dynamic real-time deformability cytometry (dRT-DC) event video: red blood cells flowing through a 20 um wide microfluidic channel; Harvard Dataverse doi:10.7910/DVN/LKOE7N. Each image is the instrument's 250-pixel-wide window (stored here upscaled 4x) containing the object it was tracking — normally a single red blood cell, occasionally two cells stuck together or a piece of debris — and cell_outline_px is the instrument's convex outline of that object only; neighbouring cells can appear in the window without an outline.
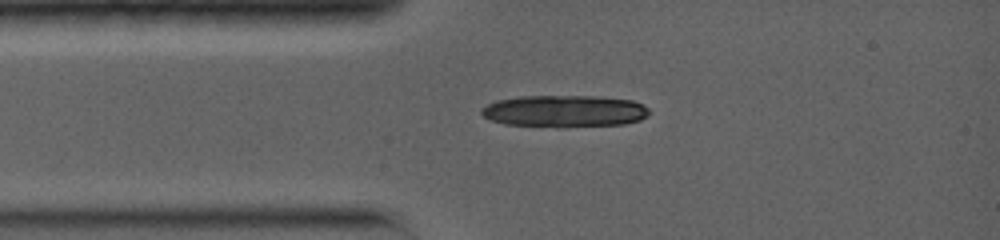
{"species": "common noctule bat (a hibernating species)", "species_latin": "Nyctalus noctula", "temperature_condition": "warm", "stored_images_in_passage": 1, "camera_frame_rate_fps": 5000, "um_per_image_px": 0.085, "animal": {"sex": "female", "body_mass_g": 19.0, "forearm_length_mm": 56.7}, "frame": {"image": 1, "passage_image": 1, "time_ms": 0.0, "image_size_px": [1000, 240], "cell_outline_px": [[648, 116], [640, 120], [624, 124], [564, 128], [560, 128], [504, 124], [488, 120], [480, 112], [480, 108], [496, 100], [520, 96], [600, 96], [632, 100], [644, 104], [648, 108]], "centroid_in_image_um": [47.97, 9.46], "position_along_channel_um": 37.0, "area_um2": 31.96}}